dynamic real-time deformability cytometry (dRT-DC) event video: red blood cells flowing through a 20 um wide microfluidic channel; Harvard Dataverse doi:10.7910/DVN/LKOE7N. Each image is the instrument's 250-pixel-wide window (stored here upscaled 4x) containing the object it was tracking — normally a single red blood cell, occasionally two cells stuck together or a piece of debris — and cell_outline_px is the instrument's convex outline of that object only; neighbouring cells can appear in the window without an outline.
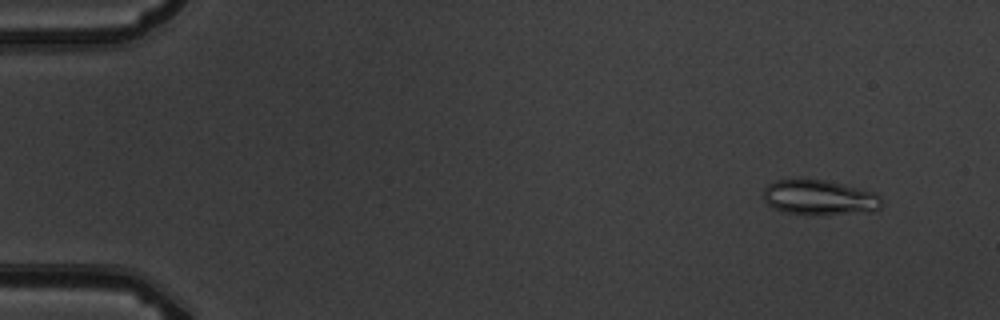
{"species": "common noctule bat (a hibernating species)", "species_latin": "Nyctalus noctula", "temperature_condition": "warm", "stored_images_in_passage": 8, "camera_frame_rate_fps": 3000, "um_per_image_px": 0.085, "animal": {"sex": "male", "body_mass_g": 19.5, "forearm_length_mm": 54.6}, "frame": {"image": 1, "passage_image": 2, "time_ms": 1.0, "image_size_px": [1000, 320], "cell_outline_px": [[884, 204], [880, 208], [820, 216], [808, 216], [784, 212], [772, 208], [764, 200], [764, 188], [768, 184], [776, 180], [800, 176], [828, 180], [876, 192], [884, 200]], "centroid_in_image_um": [69.59, 16.75], "position_along_channel_um": 15.4, "area_um2": 25.09}}
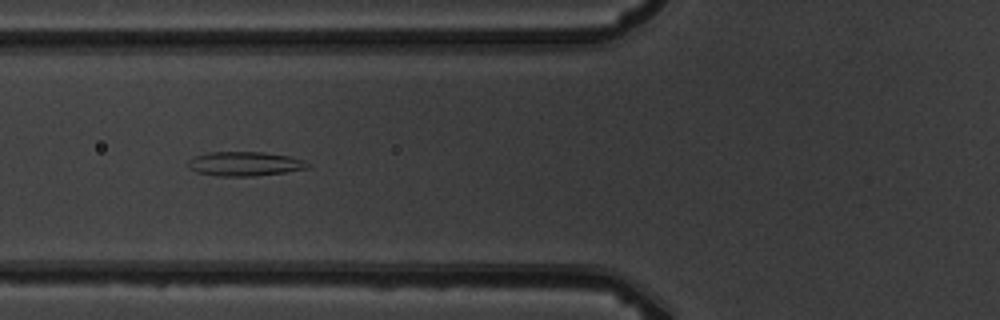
{"frame": {"image": 2, "passage_image": 6, "time_ms": 6.667, "image_size_px": [1000, 320], "cell_outline_px": [[308, 168], [284, 172], [256, 176], [216, 176], [196, 172], [188, 168], [188, 160], [196, 156], [208, 152], [264, 152], [288, 156], [304, 160], [308, 164]], "centroid_in_image_um": [20.76, 13.93], "position_along_channel_um": 105.0, "area_um2": 16.88}}
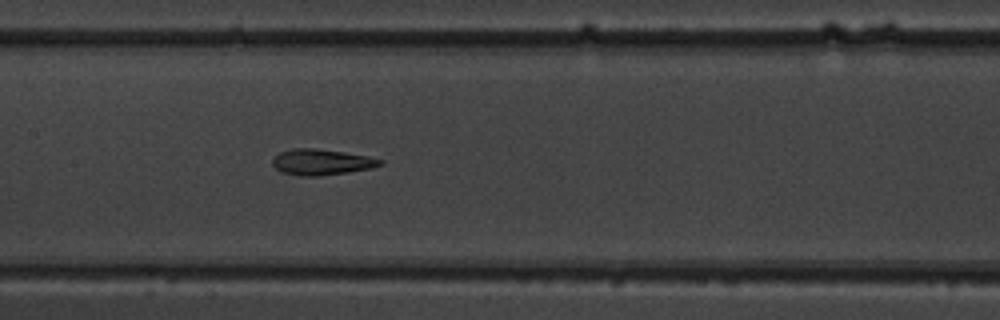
{"frame": {"image": 3, "passage_image": 8, "time_ms": 8.667, "image_size_px": [1000, 320], "cell_outline_px": [[384, 164], [372, 168], [348, 172], [320, 176], [300, 176], [280, 172], [272, 164], [272, 160], [280, 152], [292, 148], [316, 148], [344, 152], [368, 156], [384, 160]], "centroid_in_image_um": [27.34, 13.78], "position_along_channel_um": 180.1, "area_um2": 16.36}}